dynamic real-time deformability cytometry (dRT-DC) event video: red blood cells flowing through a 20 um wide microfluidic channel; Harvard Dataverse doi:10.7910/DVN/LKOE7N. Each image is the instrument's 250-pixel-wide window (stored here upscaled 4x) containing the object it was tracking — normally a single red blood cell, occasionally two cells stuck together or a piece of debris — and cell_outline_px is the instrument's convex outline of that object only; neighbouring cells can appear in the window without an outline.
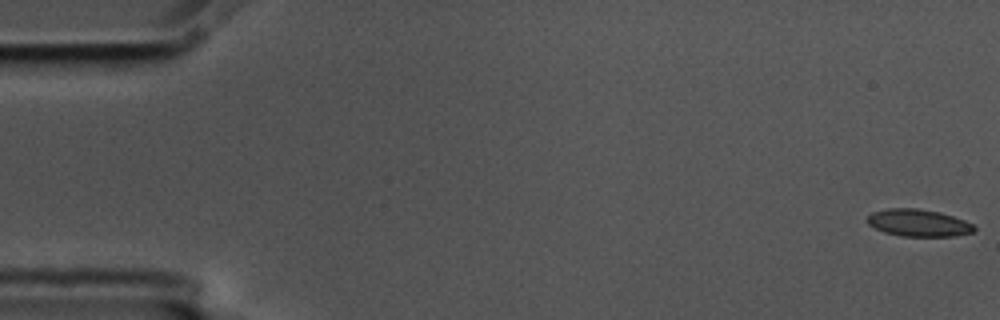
{"species": "common noctule bat (a hibernating species)", "species_latin": "Nyctalus noctula", "temperature_condition": "cold", "stored_images_in_passage": 17, "camera_frame_rate_fps": 3000, "um_per_image_px": 0.085, "animal": {"sex": "male", "body_mass_g": 17.5, "forearm_length_mm": 52.3}, "frame": {"image": 1, "passage_image": 1, "time_ms": 0.0, "image_size_px": [1000, 320], "cell_outline_px": [[976, 228], [972, 232], [956, 236], [900, 236], [884, 232], [868, 224], [868, 216], [872, 212], [888, 208], [916, 208], [940, 212], [964, 220], [972, 224]], "centroid_in_image_um": [78.06, 18.94], "position_along_channel_um": 6.9, "area_um2": 16.82}}
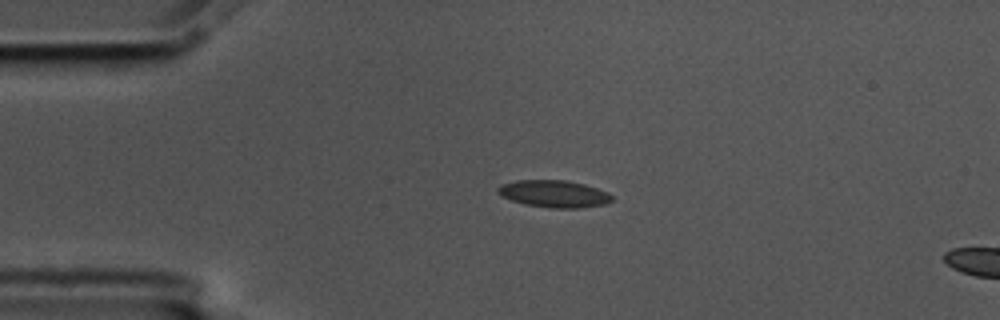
{"frame": {"image": 2, "passage_image": 13, "time_ms": 4.0, "image_size_px": [1000, 320], "cell_outline_px": [[612, 200], [604, 204], [580, 208], [552, 208], [524, 204], [500, 196], [496, 192], [496, 188], [500, 184], [516, 180], [564, 180], [584, 184], [608, 192], [612, 196]], "centroid_in_image_um": [47.04, 16.47], "position_along_channel_um": 38.0, "area_um2": 18.09}}